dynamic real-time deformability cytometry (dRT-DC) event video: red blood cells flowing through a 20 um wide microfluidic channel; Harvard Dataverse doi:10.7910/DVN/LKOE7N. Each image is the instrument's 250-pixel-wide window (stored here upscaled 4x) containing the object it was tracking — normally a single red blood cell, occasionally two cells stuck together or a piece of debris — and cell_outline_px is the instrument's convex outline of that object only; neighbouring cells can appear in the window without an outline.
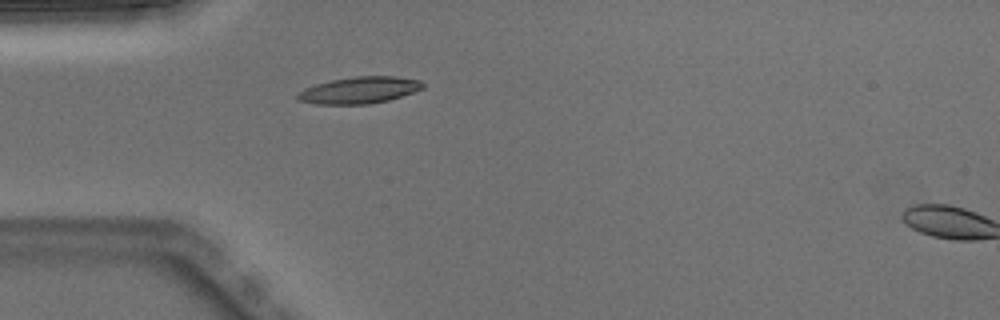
{"species": "Egyptian fruit bat (a non-hibernating species)", "species_latin": "Rousettus aegyptiacus", "temperature_condition": "warm", "stored_images_in_passage": 2, "camera_frame_rate_fps": 3000, "um_per_image_px": 0.085, "animal": {"sex": "male"}, "frame": {"image": 1, "passage_image": 1, "time_ms": 0.0, "image_size_px": [1000, 320], "cell_outline_px": [[424, 88], [388, 100], [368, 104], [316, 104], [296, 100], [296, 92], [304, 88], [316, 84], [332, 80], [356, 76], [396, 76], [420, 80], [424, 84]], "centroid_in_image_um": [30.5, 7.66], "position_along_channel_um": 54.5, "area_um2": 19.48}}